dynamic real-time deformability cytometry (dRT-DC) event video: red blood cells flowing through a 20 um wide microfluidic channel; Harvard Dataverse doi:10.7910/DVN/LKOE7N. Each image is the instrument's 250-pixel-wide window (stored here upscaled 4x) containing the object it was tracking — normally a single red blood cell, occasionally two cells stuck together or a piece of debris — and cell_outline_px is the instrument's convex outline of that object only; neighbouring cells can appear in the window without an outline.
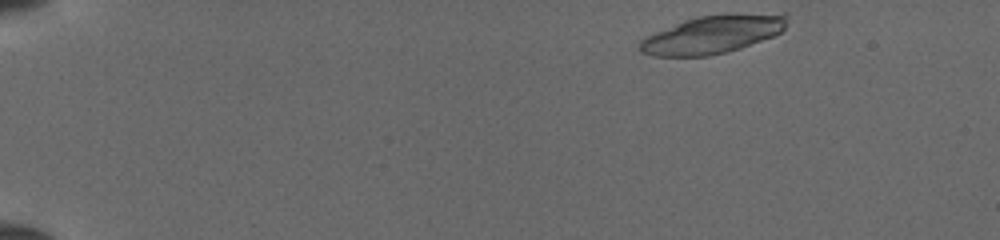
{"species": "common noctule bat (a hibernating species)", "species_latin": "Nyctalus noctula", "temperature_condition": "cold", "stored_images_in_passage": 16, "camera_frame_rate_fps": 3000, "um_per_image_px": 0.085, "animal": {"sex": "female", "body_mass_g": 19.5, "forearm_length_mm": 54.1}, "frame": {"image": 1, "passage_image": 1, "time_ms": 0.0, "image_size_px": [1000, 240], "cell_outline_px": [[788, 16], [784, 28], [780, 32], [772, 36], [740, 48], [708, 56], [652, 56], [640, 52], [640, 40], [656, 32], [684, 20], [696, 16], [728, 12], [788, 12]], "centroid_in_image_um": [60.65, 2.87], "position_along_channel_um": 24.3, "area_um2": 33.12}}
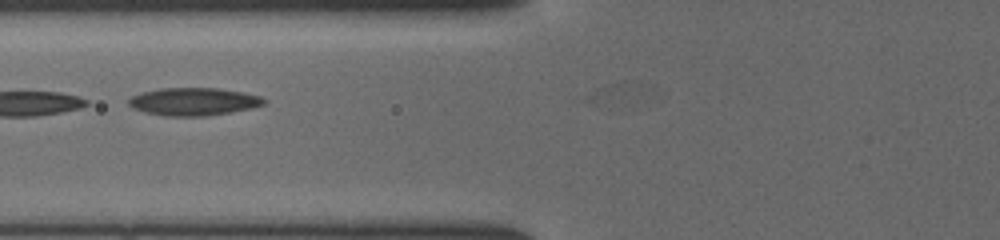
{"frame": {"image": 2, "passage_image": 15, "time_ms": 4.667, "image_size_px": [1000, 240], "cell_outline_px": [[264, 104], [252, 108], [232, 112], [208, 116], [164, 116], [144, 112], [132, 108], [128, 104], [128, 100], [132, 96], [144, 92], [160, 88], [216, 88], [244, 92], [260, 96], [264, 100]], "centroid_in_image_um": [16.44, 8.64], "position_along_channel_um": 109.4, "area_um2": 21.91}}